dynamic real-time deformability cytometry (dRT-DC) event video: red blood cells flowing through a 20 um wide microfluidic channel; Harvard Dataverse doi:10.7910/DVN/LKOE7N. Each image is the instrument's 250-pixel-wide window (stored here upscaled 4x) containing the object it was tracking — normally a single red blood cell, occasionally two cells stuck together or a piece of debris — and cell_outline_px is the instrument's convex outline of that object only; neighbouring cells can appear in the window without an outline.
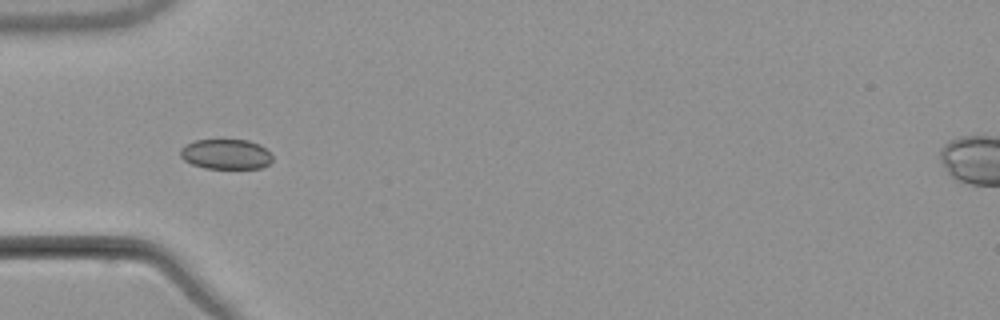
{"species": "common noctule bat (a hibernating species)", "species_latin": "Nyctalus noctula", "temperature_condition": "warm", "stored_images_in_passage": 7, "camera_frame_rate_fps": 3000, "um_per_image_px": 0.085, "animal": {"sex": "male", "body_mass_g": 21.5, "forearm_length_mm": 52.0}, "frame": {"image": 1, "passage_image": 6, "time_ms": 7.333, "image_size_px": [1000, 320], "cell_outline_px": [[272, 160], [268, 164], [260, 168], [204, 168], [192, 164], [184, 160], [180, 156], [180, 148], [196, 140], [248, 140], [260, 144], [272, 156]], "centroid_in_image_um": [19.19, 13.1], "position_along_channel_um": 65.8, "area_um2": 16.01}}
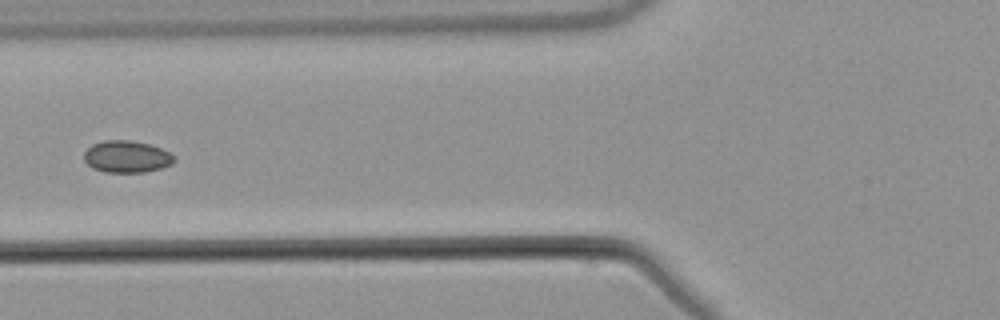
{"frame": {"image": 2, "passage_image": 7, "time_ms": 8.667, "image_size_px": [1000, 320], "cell_outline_px": [[176, 160], [172, 164], [160, 168], [144, 172], [104, 172], [92, 168], [84, 160], [84, 152], [92, 144], [104, 140], [128, 140], [148, 144], [160, 148], [176, 156]], "centroid_in_image_um": [10.76, 13.32], "position_along_channel_um": 115.0, "area_um2": 16.76}}